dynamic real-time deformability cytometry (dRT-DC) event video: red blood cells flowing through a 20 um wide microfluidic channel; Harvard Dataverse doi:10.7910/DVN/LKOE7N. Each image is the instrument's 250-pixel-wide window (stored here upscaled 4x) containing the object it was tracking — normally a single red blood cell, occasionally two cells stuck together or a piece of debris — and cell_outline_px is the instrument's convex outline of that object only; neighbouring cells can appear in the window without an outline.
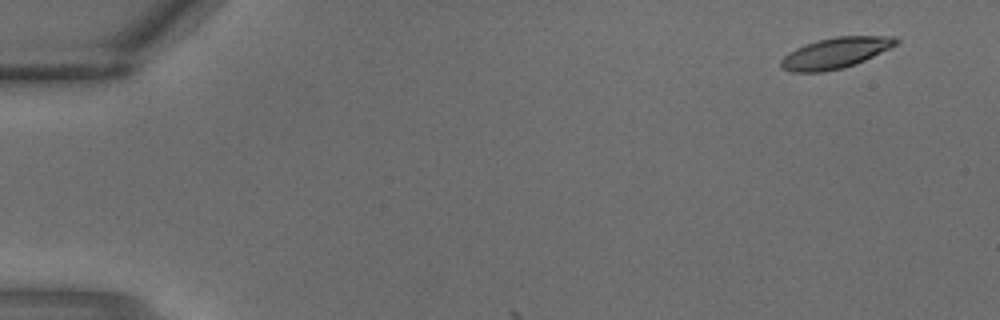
{"species": "common noctule bat (a hibernating species)", "species_latin": "Nyctalus noctula", "temperature_condition": "warm", "stored_images_in_passage": 2, "camera_frame_rate_fps": 3000, "um_per_image_px": 0.085, "animal": {"sex": "male", "body_mass_g": 18.8}, "frame": {"image": 1, "passage_image": 1, "time_ms": 0.0, "image_size_px": [1000, 320], "cell_outline_px": [[900, 40], [896, 44], [856, 64], [844, 68], [824, 72], [792, 72], [784, 68], [780, 64], [780, 60], [788, 52], [804, 44], [836, 36], [896, 36]], "centroid_in_image_um": [70.99, 4.5], "position_along_channel_um": 14.0, "area_um2": 20.52}}